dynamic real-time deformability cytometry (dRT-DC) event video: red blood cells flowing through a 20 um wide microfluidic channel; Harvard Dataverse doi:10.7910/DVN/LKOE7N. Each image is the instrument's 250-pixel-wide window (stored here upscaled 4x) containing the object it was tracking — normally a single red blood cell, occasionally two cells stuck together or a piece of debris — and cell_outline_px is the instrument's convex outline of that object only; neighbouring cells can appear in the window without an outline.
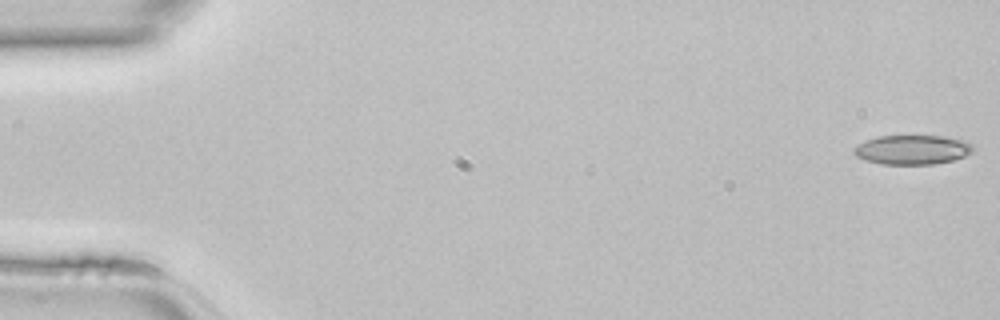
{"species": "common noctule bat (a hibernating species)", "species_latin": "Nyctalus noctula", "temperature_condition": "room temperature", "stored_images_in_passage": 46, "camera_frame_rate_fps": 3000, "um_per_image_px": 0.085, "animal": {"sex": "female", "body_mass_g": 22.7, "forearm_length_mm": 54.2}, "frame": {"image": 1, "passage_image": 1, "time_ms": 0.0, "image_size_px": [1000, 320], "cell_outline_px": [[972, 152], [964, 156], [952, 160], [932, 164], [880, 164], [864, 160], [856, 156], [852, 152], [852, 148], [864, 140], [876, 136], [944, 136], [964, 140], [972, 144]], "centroid_in_image_um": [77.48, 12.72], "position_along_channel_um": 7.5, "area_um2": 20.52}}
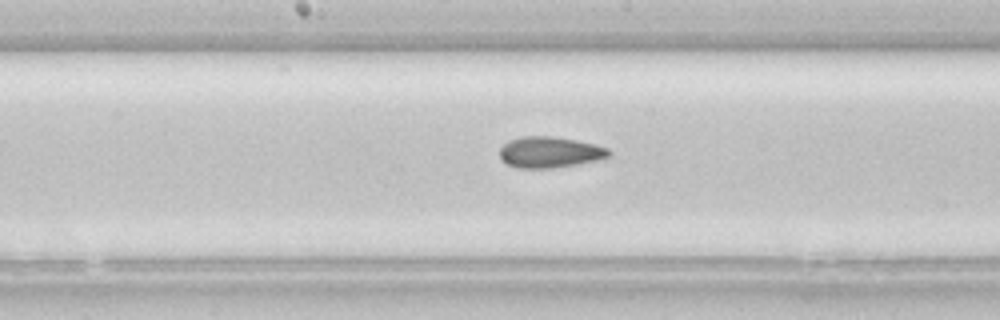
{"frame": {"image": 2, "passage_image": 24, "time_ms": 7.667, "image_size_px": [1000, 320], "cell_outline_px": [[612, 152], [608, 156], [600, 160], [552, 168], [516, 168], [500, 160], [500, 148], [508, 140], [520, 136], [552, 136], [576, 140], [608, 148]], "centroid_in_image_um": [46.7, 12.94], "position_along_channel_um": 201.5, "area_um2": 19.83}}
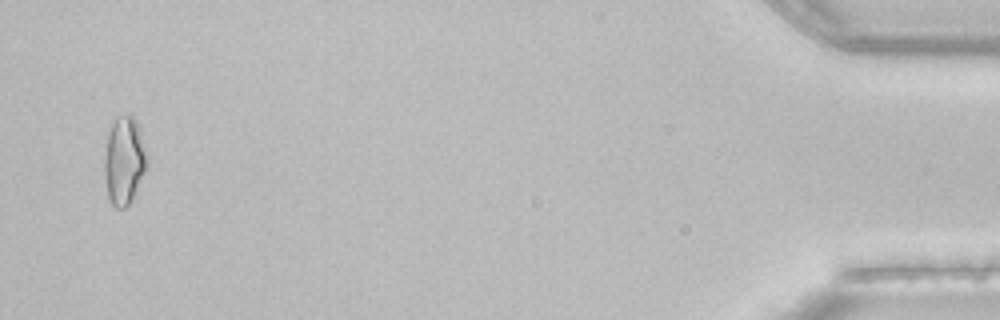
{"frame": {"image": 3, "passage_image": 45, "time_ms": 14.667, "image_size_px": [1000, 320], "cell_outline_px": [[148, 168], [132, 200], [124, 208], [116, 208], [112, 204], [108, 196], [104, 176], [104, 156], [108, 132], [116, 116], [128, 112], [136, 120], [148, 156]], "centroid_in_image_um": [10.57, 13.63], "position_along_channel_um": 424.6, "area_um2": 22.31}}